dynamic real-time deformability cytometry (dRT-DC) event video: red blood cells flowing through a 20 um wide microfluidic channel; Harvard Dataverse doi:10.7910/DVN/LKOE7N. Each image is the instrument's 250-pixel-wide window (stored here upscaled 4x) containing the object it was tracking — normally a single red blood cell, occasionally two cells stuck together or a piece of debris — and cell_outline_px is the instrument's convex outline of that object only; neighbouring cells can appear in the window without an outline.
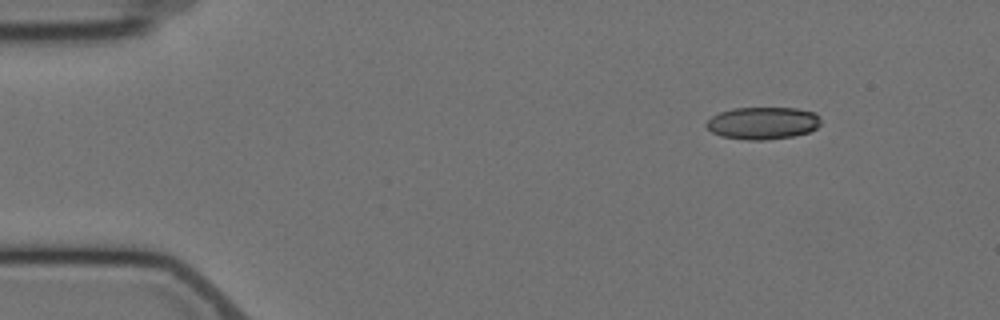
{"species": "Egyptian fruit bat (a non-hibernating species)", "species_latin": "Rousettus aegyptiacus", "temperature_condition": "cold", "stored_images_in_passage": 4, "camera_frame_rate_fps": 3000, "um_per_image_px": 0.085, "animal": {"sex": "female"}, "frame": {"image": 1, "passage_image": 2, "time_ms": 1.333, "image_size_px": [1000, 320], "cell_outline_px": [[820, 124], [816, 128], [808, 132], [792, 136], [764, 140], [748, 140], [720, 136], [712, 132], [704, 124], [712, 116], [720, 112], [732, 108], [796, 108], [816, 112], [820, 116]], "centroid_in_image_um": [64.84, 10.45], "position_along_channel_um": 20.2, "area_um2": 21.62}}